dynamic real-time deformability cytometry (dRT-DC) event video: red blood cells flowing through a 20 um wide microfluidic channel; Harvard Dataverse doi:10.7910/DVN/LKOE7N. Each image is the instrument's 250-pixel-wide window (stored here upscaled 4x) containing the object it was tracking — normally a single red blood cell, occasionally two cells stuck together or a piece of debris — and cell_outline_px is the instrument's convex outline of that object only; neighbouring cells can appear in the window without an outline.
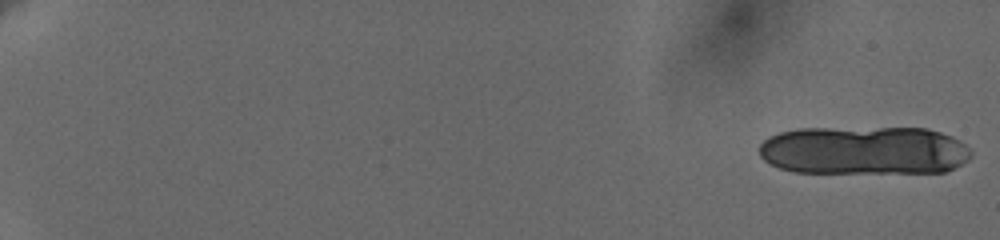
{"species": "human", "species_latin": "Homo sapiens", "temperature_condition": "cold", "stored_images_in_passage": 20, "camera_frame_rate_fps": 3000, "um_per_image_px": 0.085, "donor": {"sex": "female"}, "frame": {"image": 1, "passage_image": 1, "time_ms": 0.0, "image_size_px": [1000, 240], "cell_outline_px": [[972, 156], [968, 160], [944, 172], [792, 172], [780, 168], [764, 160], [760, 156], [760, 144], [768, 136], [780, 132], [796, 128], [928, 128], [952, 136], [960, 140], [972, 152]], "centroid_in_image_um": [73.44, 12.78], "position_along_channel_um": 11.6, "area_um2": 60.17}}